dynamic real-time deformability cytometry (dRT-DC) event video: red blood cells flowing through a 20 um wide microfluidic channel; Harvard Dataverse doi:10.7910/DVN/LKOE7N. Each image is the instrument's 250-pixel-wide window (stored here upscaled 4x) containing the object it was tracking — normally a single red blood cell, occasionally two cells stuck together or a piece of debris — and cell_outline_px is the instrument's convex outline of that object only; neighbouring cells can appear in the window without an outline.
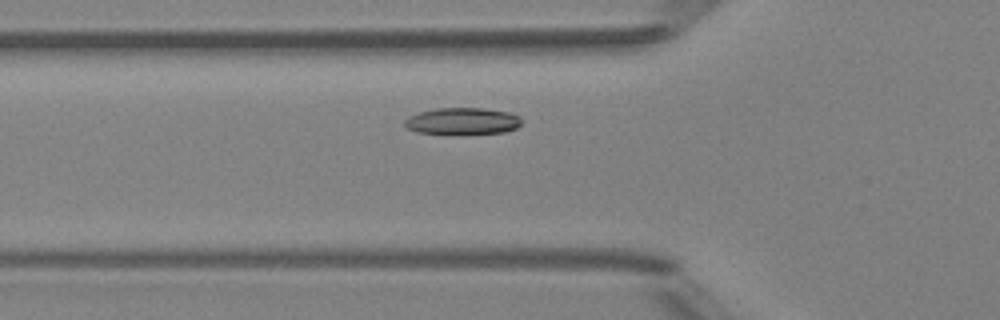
{"species": "Egyptian fruit bat (a non-hibernating species)", "species_latin": "Rousettus aegyptiacus", "temperature_condition": "room temperature", "stored_images_in_passage": 4, "camera_frame_rate_fps": 3000, "um_per_image_px": 0.085, "animal": {"sex": "female"}, "frame": {"image": 1, "passage_image": 4, "time_ms": 4.333, "image_size_px": [1000, 320], "cell_outline_px": [[524, 120], [516, 128], [504, 132], [416, 132], [404, 128], [404, 120], [408, 116], [420, 112], [436, 108], [480, 108], [508, 112], [520, 116]], "centroid_in_image_um": [39.3, 10.26], "position_along_channel_um": 86.5, "area_um2": 17.74}}